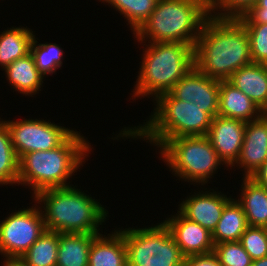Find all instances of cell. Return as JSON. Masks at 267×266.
Here are the masks:
<instances>
[{
    "instance_id": "cell-33",
    "label": "cell",
    "mask_w": 267,
    "mask_h": 266,
    "mask_svg": "<svg viewBox=\"0 0 267 266\" xmlns=\"http://www.w3.org/2000/svg\"><path fill=\"white\" fill-rule=\"evenodd\" d=\"M184 266H222L214 252L184 258Z\"/></svg>"
},
{
    "instance_id": "cell-26",
    "label": "cell",
    "mask_w": 267,
    "mask_h": 266,
    "mask_svg": "<svg viewBox=\"0 0 267 266\" xmlns=\"http://www.w3.org/2000/svg\"><path fill=\"white\" fill-rule=\"evenodd\" d=\"M18 161L10 132L0 118V186L18 184Z\"/></svg>"
},
{
    "instance_id": "cell-18",
    "label": "cell",
    "mask_w": 267,
    "mask_h": 266,
    "mask_svg": "<svg viewBox=\"0 0 267 266\" xmlns=\"http://www.w3.org/2000/svg\"><path fill=\"white\" fill-rule=\"evenodd\" d=\"M115 229L107 236L100 233L93 239L88 266H127L124 235L119 228Z\"/></svg>"
},
{
    "instance_id": "cell-10",
    "label": "cell",
    "mask_w": 267,
    "mask_h": 266,
    "mask_svg": "<svg viewBox=\"0 0 267 266\" xmlns=\"http://www.w3.org/2000/svg\"><path fill=\"white\" fill-rule=\"evenodd\" d=\"M10 132L18 159L29 152L47 151L60 146L75 130L44 119L3 120Z\"/></svg>"
},
{
    "instance_id": "cell-8",
    "label": "cell",
    "mask_w": 267,
    "mask_h": 266,
    "mask_svg": "<svg viewBox=\"0 0 267 266\" xmlns=\"http://www.w3.org/2000/svg\"><path fill=\"white\" fill-rule=\"evenodd\" d=\"M124 235L127 266H184V256L161 221L145 228H119Z\"/></svg>"
},
{
    "instance_id": "cell-16",
    "label": "cell",
    "mask_w": 267,
    "mask_h": 266,
    "mask_svg": "<svg viewBox=\"0 0 267 266\" xmlns=\"http://www.w3.org/2000/svg\"><path fill=\"white\" fill-rule=\"evenodd\" d=\"M264 112L242 91L231 83L220 81L218 115L250 122L260 118Z\"/></svg>"
},
{
    "instance_id": "cell-28",
    "label": "cell",
    "mask_w": 267,
    "mask_h": 266,
    "mask_svg": "<svg viewBox=\"0 0 267 266\" xmlns=\"http://www.w3.org/2000/svg\"><path fill=\"white\" fill-rule=\"evenodd\" d=\"M213 252L222 266H251L253 261L239 241L215 244Z\"/></svg>"
},
{
    "instance_id": "cell-2",
    "label": "cell",
    "mask_w": 267,
    "mask_h": 266,
    "mask_svg": "<svg viewBox=\"0 0 267 266\" xmlns=\"http://www.w3.org/2000/svg\"><path fill=\"white\" fill-rule=\"evenodd\" d=\"M154 101L156 107L146 122L135 127H124L113 140L144 139L159 149L169 139L207 135L213 117L199 104L178 100L170 92Z\"/></svg>"
},
{
    "instance_id": "cell-22",
    "label": "cell",
    "mask_w": 267,
    "mask_h": 266,
    "mask_svg": "<svg viewBox=\"0 0 267 266\" xmlns=\"http://www.w3.org/2000/svg\"><path fill=\"white\" fill-rule=\"evenodd\" d=\"M31 28L11 27L0 34V67L4 70L15 60L30 53V46L34 38Z\"/></svg>"
},
{
    "instance_id": "cell-9",
    "label": "cell",
    "mask_w": 267,
    "mask_h": 266,
    "mask_svg": "<svg viewBox=\"0 0 267 266\" xmlns=\"http://www.w3.org/2000/svg\"><path fill=\"white\" fill-rule=\"evenodd\" d=\"M9 213L0 221V254L21 257L46 230L37 204Z\"/></svg>"
},
{
    "instance_id": "cell-5",
    "label": "cell",
    "mask_w": 267,
    "mask_h": 266,
    "mask_svg": "<svg viewBox=\"0 0 267 266\" xmlns=\"http://www.w3.org/2000/svg\"><path fill=\"white\" fill-rule=\"evenodd\" d=\"M143 54L132 99L150 97L154 100L173 86L193 67L194 47L180 42H138ZM145 96V97H144Z\"/></svg>"
},
{
    "instance_id": "cell-23",
    "label": "cell",
    "mask_w": 267,
    "mask_h": 266,
    "mask_svg": "<svg viewBox=\"0 0 267 266\" xmlns=\"http://www.w3.org/2000/svg\"><path fill=\"white\" fill-rule=\"evenodd\" d=\"M248 227L242 206L232 198L224 207L222 216L212 233L213 244L239 241Z\"/></svg>"
},
{
    "instance_id": "cell-1",
    "label": "cell",
    "mask_w": 267,
    "mask_h": 266,
    "mask_svg": "<svg viewBox=\"0 0 267 266\" xmlns=\"http://www.w3.org/2000/svg\"><path fill=\"white\" fill-rule=\"evenodd\" d=\"M248 33L236 17L209 16L194 48V64L205 75L226 81L241 67L251 64Z\"/></svg>"
},
{
    "instance_id": "cell-7",
    "label": "cell",
    "mask_w": 267,
    "mask_h": 266,
    "mask_svg": "<svg viewBox=\"0 0 267 266\" xmlns=\"http://www.w3.org/2000/svg\"><path fill=\"white\" fill-rule=\"evenodd\" d=\"M160 158L172 175L181 181L200 186L225 165L218 157L207 136H183L167 140L159 149ZM220 166V167H219ZM212 176V177H211Z\"/></svg>"
},
{
    "instance_id": "cell-15",
    "label": "cell",
    "mask_w": 267,
    "mask_h": 266,
    "mask_svg": "<svg viewBox=\"0 0 267 266\" xmlns=\"http://www.w3.org/2000/svg\"><path fill=\"white\" fill-rule=\"evenodd\" d=\"M267 161V113L260 118L247 122L242 148L233 169H242L244 177L253 173Z\"/></svg>"
},
{
    "instance_id": "cell-3",
    "label": "cell",
    "mask_w": 267,
    "mask_h": 266,
    "mask_svg": "<svg viewBox=\"0 0 267 266\" xmlns=\"http://www.w3.org/2000/svg\"><path fill=\"white\" fill-rule=\"evenodd\" d=\"M89 142L79 131H74L54 149L22 155L18 161L17 186H28L33 196L45 189L72 186L68 179L84 166L94 149Z\"/></svg>"
},
{
    "instance_id": "cell-21",
    "label": "cell",
    "mask_w": 267,
    "mask_h": 266,
    "mask_svg": "<svg viewBox=\"0 0 267 266\" xmlns=\"http://www.w3.org/2000/svg\"><path fill=\"white\" fill-rule=\"evenodd\" d=\"M97 235L59 233L56 266H88L91 244Z\"/></svg>"
},
{
    "instance_id": "cell-25",
    "label": "cell",
    "mask_w": 267,
    "mask_h": 266,
    "mask_svg": "<svg viewBox=\"0 0 267 266\" xmlns=\"http://www.w3.org/2000/svg\"><path fill=\"white\" fill-rule=\"evenodd\" d=\"M158 0H99L102 3H108L115 11L128 22L133 34L142 26L148 17L154 11Z\"/></svg>"
},
{
    "instance_id": "cell-37",
    "label": "cell",
    "mask_w": 267,
    "mask_h": 266,
    "mask_svg": "<svg viewBox=\"0 0 267 266\" xmlns=\"http://www.w3.org/2000/svg\"><path fill=\"white\" fill-rule=\"evenodd\" d=\"M201 2L206 8H210L216 0H197Z\"/></svg>"
},
{
    "instance_id": "cell-20",
    "label": "cell",
    "mask_w": 267,
    "mask_h": 266,
    "mask_svg": "<svg viewBox=\"0 0 267 266\" xmlns=\"http://www.w3.org/2000/svg\"><path fill=\"white\" fill-rule=\"evenodd\" d=\"M240 198L248 226L267 228V188L250 177H242Z\"/></svg>"
},
{
    "instance_id": "cell-6",
    "label": "cell",
    "mask_w": 267,
    "mask_h": 266,
    "mask_svg": "<svg viewBox=\"0 0 267 266\" xmlns=\"http://www.w3.org/2000/svg\"><path fill=\"white\" fill-rule=\"evenodd\" d=\"M209 16L208 8L197 0H158L133 36L136 42H180L195 48Z\"/></svg>"
},
{
    "instance_id": "cell-36",
    "label": "cell",
    "mask_w": 267,
    "mask_h": 266,
    "mask_svg": "<svg viewBox=\"0 0 267 266\" xmlns=\"http://www.w3.org/2000/svg\"><path fill=\"white\" fill-rule=\"evenodd\" d=\"M251 266H267V257L253 260Z\"/></svg>"
},
{
    "instance_id": "cell-19",
    "label": "cell",
    "mask_w": 267,
    "mask_h": 266,
    "mask_svg": "<svg viewBox=\"0 0 267 266\" xmlns=\"http://www.w3.org/2000/svg\"><path fill=\"white\" fill-rule=\"evenodd\" d=\"M7 81L14 91L34 97L43 87L45 76L38 70L31 53L15 60L4 70Z\"/></svg>"
},
{
    "instance_id": "cell-14",
    "label": "cell",
    "mask_w": 267,
    "mask_h": 266,
    "mask_svg": "<svg viewBox=\"0 0 267 266\" xmlns=\"http://www.w3.org/2000/svg\"><path fill=\"white\" fill-rule=\"evenodd\" d=\"M162 222L170 230L184 257L214 251L212 233L200 224L183 217L178 211Z\"/></svg>"
},
{
    "instance_id": "cell-32",
    "label": "cell",
    "mask_w": 267,
    "mask_h": 266,
    "mask_svg": "<svg viewBox=\"0 0 267 266\" xmlns=\"http://www.w3.org/2000/svg\"><path fill=\"white\" fill-rule=\"evenodd\" d=\"M237 18L242 23H267V0H257L256 4Z\"/></svg>"
},
{
    "instance_id": "cell-29",
    "label": "cell",
    "mask_w": 267,
    "mask_h": 266,
    "mask_svg": "<svg viewBox=\"0 0 267 266\" xmlns=\"http://www.w3.org/2000/svg\"><path fill=\"white\" fill-rule=\"evenodd\" d=\"M249 36L252 62H267V23H243Z\"/></svg>"
},
{
    "instance_id": "cell-30",
    "label": "cell",
    "mask_w": 267,
    "mask_h": 266,
    "mask_svg": "<svg viewBox=\"0 0 267 266\" xmlns=\"http://www.w3.org/2000/svg\"><path fill=\"white\" fill-rule=\"evenodd\" d=\"M239 242L252 260L267 257V228L248 226Z\"/></svg>"
},
{
    "instance_id": "cell-4",
    "label": "cell",
    "mask_w": 267,
    "mask_h": 266,
    "mask_svg": "<svg viewBox=\"0 0 267 266\" xmlns=\"http://www.w3.org/2000/svg\"><path fill=\"white\" fill-rule=\"evenodd\" d=\"M32 198L39 204L45 228L49 231L100 234L99 226L109 220V212L100 201L76 185L45 189Z\"/></svg>"
},
{
    "instance_id": "cell-35",
    "label": "cell",
    "mask_w": 267,
    "mask_h": 266,
    "mask_svg": "<svg viewBox=\"0 0 267 266\" xmlns=\"http://www.w3.org/2000/svg\"><path fill=\"white\" fill-rule=\"evenodd\" d=\"M2 266H30L21 257L4 258Z\"/></svg>"
},
{
    "instance_id": "cell-31",
    "label": "cell",
    "mask_w": 267,
    "mask_h": 266,
    "mask_svg": "<svg viewBox=\"0 0 267 266\" xmlns=\"http://www.w3.org/2000/svg\"><path fill=\"white\" fill-rule=\"evenodd\" d=\"M256 2L257 0H216L208 10L211 16L237 18Z\"/></svg>"
},
{
    "instance_id": "cell-27",
    "label": "cell",
    "mask_w": 267,
    "mask_h": 266,
    "mask_svg": "<svg viewBox=\"0 0 267 266\" xmlns=\"http://www.w3.org/2000/svg\"><path fill=\"white\" fill-rule=\"evenodd\" d=\"M36 39L39 40L34 35L30 46V53L34 58L36 67L46 78L47 74L48 76L54 74L57 69L62 67L64 60L63 49L56 43H39Z\"/></svg>"
},
{
    "instance_id": "cell-13",
    "label": "cell",
    "mask_w": 267,
    "mask_h": 266,
    "mask_svg": "<svg viewBox=\"0 0 267 266\" xmlns=\"http://www.w3.org/2000/svg\"><path fill=\"white\" fill-rule=\"evenodd\" d=\"M246 122L239 119L228 118L217 115L213 117L212 123L207 133V138L212 144L218 157L227 168L231 166L239 157L244 135Z\"/></svg>"
},
{
    "instance_id": "cell-12",
    "label": "cell",
    "mask_w": 267,
    "mask_h": 266,
    "mask_svg": "<svg viewBox=\"0 0 267 266\" xmlns=\"http://www.w3.org/2000/svg\"><path fill=\"white\" fill-rule=\"evenodd\" d=\"M206 190V191H205ZM199 190L187 196L178 204V212L186 219L200 224L213 233L219 222L225 205L232 199L214 189ZM211 190L213 192H211Z\"/></svg>"
},
{
    "instance_id": "cell-24",
    "label": "cell",
    "mask_w": 267,
    "mask_h": 266,
    "mask_svg": "<svg viewBox=\"0 0 267 266\" xmlns=\"http://www.w3.org/2000/svg\"><path fill=\"white\" fill-rule=\"evenodd\" d=\"M59 233L45 230L21 256L30 266H56Z\"/></svg>"
},
{
    "instance_id": "cell-11",
    "label": "cell",
    "mask_w": 267,
    "mask_h": 266,
    "mask_svg": "<svg viewBox=\"0 0 267 266\" xmlns=\"http://www.w3.org/2000/svg\"><path fill=\"white\" fill-rule=\"evenodd\" d=\"M220 81L203 74L193 66L170 93L178 100L199 104L212 117L218 115Z\"/></svg>"
},
{
    "instance_id": "cell-34",
    "label": "cell",
    "mask_w": 267,
    "mask_h": 266,
    "mask_svg": "<svg viewBox=\"0 0 267 266\" xmlns=\"http://www.w3.org/2000/svg\"><path fill=\"white\" fill-rule=\"evenodd\" d=\"M250 178L259 185L267 188V161L261 165Z\"/></svg>"
},
{
    "instance_id": "cell-17",
    "label": "cell",
    "mask_w": 267,
    "mask_h": 266,
    "mask_svg": "<svg viewBox=\"0 0 267 266\" xmlns=\"http://www.w3.org/2000/svg\"><path fill=\"white\" fill-rule=\"evenodd\" d=\"M267 113V69L264 64L245 65L227 80Z\"/></svg>"
}]
</instances>
